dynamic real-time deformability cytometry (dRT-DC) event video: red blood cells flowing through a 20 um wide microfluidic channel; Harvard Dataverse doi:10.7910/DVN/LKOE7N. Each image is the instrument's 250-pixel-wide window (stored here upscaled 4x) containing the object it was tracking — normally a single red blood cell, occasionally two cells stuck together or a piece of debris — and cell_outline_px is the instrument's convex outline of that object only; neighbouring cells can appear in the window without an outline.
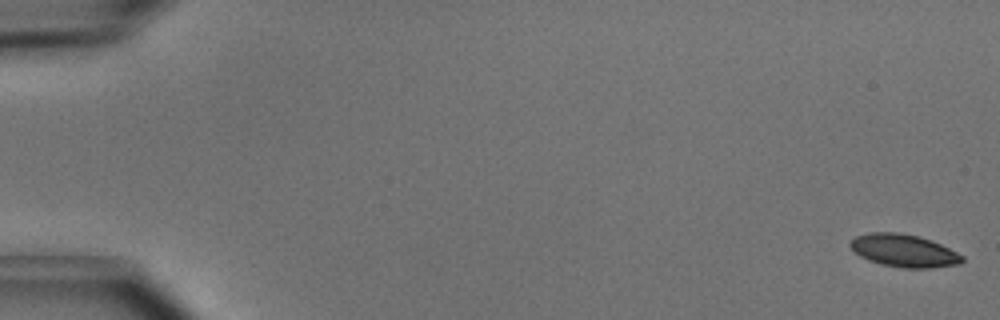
{"species": "common noctule bat (a hibernating species)", "species_latin": "Nyctalus noctula", "temperature_condition": "cold", "stored_images_in_passage": 2, "camera_frame_rate_fps": 3000, "um_per_image_px": 0.085, "animal": {"sex": "male", "body_mass_g": 15.6}, "frame": {"image": 1, "passage_image": 2, "time_ms": 0.333, "image_size_px": [1000, 320], "cell_outline_px": [[964, 260], [960, 264], [932, 268], [904, 268], [884, 264], [868, 260], [860, 256], [848, 244], [856, 236], [868, 232], [896, 232], [920, 236], [932, 240], [964, 256]], "centroid_in_image_um": [76.85, 21.3], "position_along_channel_um": 8.2, "area_um2": 21.27}}